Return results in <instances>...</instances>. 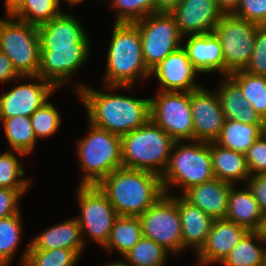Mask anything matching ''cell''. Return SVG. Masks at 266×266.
Masks as SVG:
<instances>
[{
	"label": "cell",
	"instance_id": "ffe728a7",
	"mask_svg": "<svg viewBox=\"0 0 266 266\" xmlns=\"http://www.w3.org/2000/svg\"><path fill=\"white\" fill-rule=\"evenodd\" d=\"M188 39H187V38ZM183 49L186 51L190 62L200 72V74H211L220 72L224 76V57L221 42L213 33L189 35Z\"/></svg>",
	"mask_w": 266,
	"mask_h": 266
},
{
	"label": "cell",
	"instance_id": "f546056e",
	"mask_svg": "<svg viewBox=\"0 0 266 266\" xmlns=\"http://www.w3.org/2000/svg\"><path fill=\"white\" fill-rule=\"evenodd\" d=\"M1 123L9 145L8 150L19 151L28 156L36 149L38 141L30 117L14 116L4 119Z\"/></svg>",
	"mask_w": 266,
	"mask_h": 266
},
{
	"label": "cell",
	"instance_id": "60d3db41",
	"mask_svg": "<svg viewBox=\"0 0 266 266\" xmlns=\"http://www.w3.org/2000/svg\"><path fill=\"white\" fill-rule=\"evenodd\" d=\"M245 156L250 175L266 174V132L255 141Z\"/></svg>",
	"mask_w": 266,
	"mask_h": 266
},
{
	"label": "cell",
	"instance_id": "4fadbf2b",
	"mask_svg": "<svg viewBox=\"0 0 266 266\" xmlns=\"http://www.w3.org/2000/svg\"><path fill=\"white\" fill-rule=\"evenodd\" d=\"M90 48V43H74V47L40 48L37 76L61 89L88 61Z\"/></svg>",
	"mask_w": 266,
	"mask_h": 266
},
{
	"label": "cell",
	"instance_id": "603a6c76",
	"mask_svg": "<svg viewBox=\"0 0 266 266\" xmlns=\"http://www.w3.org/2000/svg\"><path fill=\"white\" fill-rule=\"evenodd\" d=\"M29 249H70L80 256L86 247L81 228L76 218H69L64 222L46 228L29 243Z\"/></svg>",
	"mask_w": 266,
	"mask_h": 266
},
{
	"label": "cell",
	"instance_id": "681fc988",
	"mask_svg": "<svg viewBox=\"0 0 266 266\" xmlns=\"http://www.w3.org/2000/svg\"><path fill=\"white\" fill-rule=\"evenodd\" d=\"M60 2L62 0H59ZM85 0H65L64 2L70 3V8L74 7L75 5H78L82 2H84Z\"/></svg>",
	"mask_w": 266,
	"mask_h": 266
},
{
	"label": "cell",
	"instance_id": "74e56055",
	"mask_svg": "<svg viewBox=\"0 0 266 266\" xmlns=\"http://www.w3.org/2000/svg\"><path fill=\"white\" fill-rule=\"evenodd\" d=\"M30 118L37 141L54 135L62 124L59 110L50 101L37 109Z\"/></svg>",
	"mask_w": 266,
	"mask_h": 266
},
{
	"label": "cell",
	"instance_id": "f35d334b",
	"mask_svg": "<svg viewBox=\"0 0 266 266\" xmlns=\"http://www.w3.org/2000/svg\"><path fill=\"white\" fill-rule=\"evenodd\" d=\"M243 71L254 75L266 76V26L257 28L254 50L250 62Z\"/></svg>",
	"mask_w": 266,
	"mask_h": 266
},
{
	"label": "cell",
	"instance_id": "1f68e13d",
	"mask_svg": "<svg viewBox=\"0 0 266 266\" xmlns=\"http://www.w3.org/2000/svg\"><path fill=\"white\" fill-rule=\"evenodd\" d=\"M29 245L20 254V266H75L80 258L70 249H29Z\"/></svg>",
	"mask_w": 266,
	"mask_h": 266
},
{
	"label": "cell",
	"instance_id": "277c9868",
	"mask_svg": "<svg viewBox=\"0 0 266 266\" xmlns=\"http://www.w3.org/2000/svg\"><path fill=\"white\" fill-rule=\"evenodd\" d=\"M88 134L76 143L83 176L79 185H98L113 171L123 167L122 139L88 122Z\"/></svg>",
	"mask_w": 266,
	"mask_h": 266
},
{
	"label": "cell",
	"instance_id": "8fae6325",
	"mask_svg": "<svg viewBox=\"0 0 266 266\" xmlns=\"http://www.w3.org/2000/svg\"><path fill=\"white\" fill-rule=\"evenodd\" d=\"M157 93L150 98V119L175 142L194 140L190 92Z\"/></svg>",
	"mask_w": 266,
	"mask_h": 266
},
{
	"label": "cell",
	"instance_id": "f6af8a7d",
	"mask_svg": "<svg viewBox=\"0 0 266 266\" xmlns=\"http://www.w3.org/2000/svg\"><path fill=\"white\" fill-rule=\"evenodd\" d=\"M182 0H155V13H171Z\"/></svg>",
	"mask_w": 266,
	"mask_h": 266
},
{
	"label": "cell",
	"instance_id": "7a4b0ae2",
	"mask_svg": "<svg viewBox=\"0 0 266 266\" xmlns=\"http://www.w3.org/2000/svg\"><path fill=\"white\" fill-rule=\"evenodd\" d=\"M99 188L119 216H141L164 194L161 176L146 170L119 168Z\"/></svg>",
	"mask_w": 266,
	"mask_h": 266
},
{
	"label": "cell",
	"instance_id": "ac0fdd59",
	"mask_svg": "<svg viewBox=\"0 0 266 266\" xmlns=\"http://www.w3.org/2000/svg\"><path fill=\"white\" fill-rule=\"evenodd\" d=\"M248 230L227 219H215L205 244L196 253L198 265L220 264Z\"/></svg>",
	"mask_w": 266,
	"mask_h": 266
},
{
	"label": "cell",
	"instance_id": "4316f807",
	"mask_svg": "<svg viewBox=\"0 0 266 266\" xmlns=\"http://www.w3.org/2000/svg\"><path fill=\"white\" fill-rule=\"evenodd\" d=\"M266 132V124H246L226 119L214 142L221 147L246 154L255 141Z\"/></svg>",
	"mask_w": 266,
	"mask_h": 266
},
{
	"label": "cell",
	"instance_id": "c3c4849f",
	"mask_svg": "<svg viewBox=\"0 0 266 266\" xmlns=\"http://www.w3.org/2000/svg\"><path fill=\"white\" fill-rule=\"evenodd\" d=\"M103 266H131L125 259L124 260H116L112 262H108L107 264Z\"/></svg>",
	"mask_w": 266,
	"mask_h": 266
},
{
	"label": "cell",
	"instance_id": "f1b7e54d",
	"mask_svg": "<svg viewBox=\"0 0 266 266\" xmlns=\"http://www.w3.org/2000/svg\"><path fill=\"white\" fill-rule=\"evenodd\" d=\"M141 237L142 225L138 216H118L104 250L109 253L114 250L123 257Z\"/></svg>",
	"mask_w": 266,
	"mask_h": 266
},
{
	"label": "cell",
	"instance_id": "2e32d148",
	"mask_svg": "<svg viewBox=\"0 0 266 266\" xmlns=\"http://www.w3.org/2000/svg\"><path fill=\"white\" fill-rule=\"evenodd\" d=\"M170 14L182 37L213 33L224 15L215 0H182Z\"/></svg>",
	"mask_w": 266,
	"mask_h": 266
},
{
	"label": "cell",
	"instance_id": "8d00e7d4",
	"mask_svg": "<svg viewBox=\"0 0 266 266\" xmlns=\"http://www.w3.org/2000/svg\"><path fill=\"white\" fill-rule=\"evenodd\" d=\"M109 3L116 12L115 23H135L155 13V0H111Z\"/></svg>",
	"mask_w": 266,
	"mask_h": 266
},
{
	"label": "cell",
	"instance_id": "d590c367",
	"mask_svg": "<svg viewBox=\"0 0 266 266\" xmlns=\"http://www.w3.org/2000/svg\"><path fill=\"white\" fill-rule=\"evenodd\" d=\"M169 252L155 241L141 239L124 256L131 266H165Z\"/></svg>",
	"mask_w": 266,
	"mask_h": 266
},
{
	"label": "cell",
	"instance_id": "f907efd6",
	"mask_svg": "<svg viewBox=\"0 0 266 266\" xmlns=\"http://www.w3.org/2000/svg\"><path fill=\"white\" fill-rule=\"evenodd\" d=\"M261 233L266 237V214L264 215V223L261 229Z\"/></svg>",
	"mask_w": 266,
	"mask_h": 266
},
{
	"label": "cell",
	"instance_id": "ab89813d",
	"mask_svg": "<svg viewBox=\"0 0 266 266\" xmlns=\"http://www.w3.org/2000/svg\"><path fill=\"white\" fill-rule=\"evenodd\" d=\"M232 14L256 25L266 26V0H241Z\"/></svg>",
	"mask_w": 266,
	"mask_h": 266
},
{
	"label": "cell",
	"instance_id": "9a60e30c",
	"mask_svg": "<svg viewBox=\"0 0 266 266\" xmlns=\"http://www.w3.org/2000/svg\"><path fill=\"white\" fill-rule=\"evenodd\" d=\"M201 86L190 92L194 140L215 142L225 122V115L216 90Z\"/></svg>",
	"mask_w": 266,
	"mask_h": 266
},
{
	"label": "cell",
	"instance_id": "83f0119b",
	"mask_svg": "<svg viewBox=\"0 0 266 266\" xmlns=\"http://www.w3.org/2000/svg\"><path fill=\"white\" fill-rule=\"evenodd\" d=\"M266 237L261 231H248L220 263L221 266H265Z\"/></svg>",
	"mask_w": 266,
	"mask_h": 266
},
{
	"label": "cell",
	"instance_id": "d4e9b609",
	"mask_svg": "<svg viewBox=\"0 0 266 266\" xmlns=\"http://www.w3.org/2000/svg\"><path fill=\"white\" fill-rule=\"evenodd\" d=\"M243 187L238 188L237 185L231 187L225 219L246 228L248 231H261L264 214L252 191L246 184Z\"/></svg>",
	"mask_w": 266,
	"mask_h": 266
},
{
	"label": "cell",
	"instance_id": "7402d4cb",
	"mask_svg": "<svg viewBox=\"0 0 266 266\" xmlns=\"http://www.w3.org/2000/svg\"><path fill=\"white\" fill-rule=\"evenodd\" d=\"M178 194L177 206L181 219L183 250L192 248L197 253L205 244L214 219Z\"/></svg>",
	"mask_w": 266,
	"mask_h": 266
},
{
	"label": "cell",
	"instance_id": "ba28073f",
	"mask_svg": "<svg viewBox=\"0 0 266 266\" xmlns=\"http://www.w3.org/2000/svg\"><path fill=\"white\" fill-rule=\"evenodd\" d=\"M76 190L81 214L75 218L80 225L83 241L87 245V234L91 242L93 240L104 248L119 215L98 185H78Z\"/></svg>",
	"mask_w": 266,
	"mask_h": 266
},
{
	"label": "cell",
	"instance_id": "b9f144b4",
	"mask_svg": "<svg viewBox=\"0 0 266 266\" xmlns=\"http://www.w3.org/2000/svg\"><path fill=\"white\" fill-rule=\"evenodd\" d=\"M26 192L28 190L0 188V218L21 212L20 199Z\"/></svg>",
	"mask_w": 266,
	"mask_h": 266
},
{
	"label": "cell",
	"instance_id": "8992f818",
	"mask_svg": "<svg viewBox=\"0 0 266 266\" xmlns=\"http://www.w3.org/2000/svg\"><path fill=\"white\" fill-rule=\"evenodd\" d=\"M121 139L124 168L146 170L162 176L175 142L162 128L150 119Z\"/></svg>",
	"mask_w": 266,
	"mask_h": 266
},
{
	"label": "cell",
	"instance_id": "7c38bea8",
	"mask_svg": "<svg viewBox=\"0 0 266 266\" xmlns=\"http://www.w3.org/2000/svg\"><path fill=\"white\" fill-rule=\"evenodd\" d=\"M135 24L140 32L145 65L150 71L182 47L183 37L170 13L150 14Z\"/></svg>",
	"mask_w": 266,
	"mask_h": 266
},
{
	"label": "cell",
	"instance_id": "7dc6e473",
	"mask_svg": "<svg viewBox=\"0 0 266 266\" xmlns=\"http://www.w3.org/2000/svg\"><path fill=\"white\" fill-rule=\"evenodd\" d=\"M24 0H5V12L12 15L22 4Z\"/></svg>",
	"mask_w": 266,
	"mask_h": 266
},
{
	"label": "cell",
	"instance_id": "3957f363",
	"mask_svg": "<svg viewBox=\"0 0 266 266\" xmlns=\"http://www.w3.org/2000/svg\"><path fill=\"white\" fill-rule=\"evenodd\" d=\"M109 44L104 86H134L136 81L150 78L151 71L145 65L135 23H114Z\"/></svg>",
	"mask_w": 266,
	"mask_h": 266
},
{
	"label": "cell",
	"instance_id": "836d02e7",
	"mask_svg": "<svg viewBox=\"0 0 266 266\" xmlns=\"http://www.w3.org/2000/svg\"><path fill=\"white\" fill-rule=\"evenodd\" d=\"M18 156L26 157L22 152L8 149L0 154V188L29 190L31 181L24 178L25 170Z\"/></svg>",
	"mask_w": 266,
	"mask_h": 266
},
{
	"label": "cell",
	"instance_id": "484cf974",
	"mask_svg": "<svg viewBox=\"0 0 266 266\" xmlns=\"http://www.w3.org/2000/svg\"><path fill=\"white\" fill-rule=\"evenodd\" d=\"M210 152L214 178L232 185H239L237 182L247 183L251 175L245 154L221 147L214 142H210Z\"/></svg>",
	"mask_w": 266,
	"mask_h": 266
},
{
	"label": "cell",
	"instance_id": "44dd1931",
	"mask_svg": "<svg viewBox=\"0 0 266 266\" xmlns=\"http://www.w3.org/2000/svg\"><path fill=\"white\" fill-rule=\"evenodd\" d=\"M232 186V184L214 178L191 186L180 195L190 204L198 206L214 220L225 219Z\"/></svg>",
	"mask_w": 266,
	"mask_h": 266
},
{
	"label": "cell",
	"instance_id": "7bdbcfd3",
	"mask_svg": "<svg viewBox=\"0 0 266 266\" xmlns=\"http://www.w3.org/2000/svg\"><path fill=\"white\" fill-rule=\"evenodd\" d=\"M246 185L252 191L262 213L266 214V174L251 175Z\"/></svg>",
	"mask_w": 266,
	"mask_h": 266
},
{
	"label": "cell",
	"instance_id": "d6a6232c",
	"mask_svg": "<svg viewBox=\"0 0 266 266\" xmlns=\"http://www.w3.org/2000/svg\"><path fill=\"white\" fill-rule=\"evenodd\" d=\"M21 212L0 218V265L10 266L22 242Z\"/></svg>",
	"mask_w": 266,
	"mask_h": 266
},
{
	"label": "cell",
	"instance_id": "4dcf8cb0",
	"mask_svg": "<svg viewBox=\"0 0 266 266\" xmlns=\"http://www.w3.org/2000/svg\"><path fill=\"white\" fill-rule=\"evenodd\" d=\"M229 76L239 85L242 95L250 102L251 107L266 122V76L235 71Z\"/></svg>",
	"mask_w": 266,
	"mask_h": 266
},
{
	"label": "cell",
	"instance_id": "6da1fadb",
	"mask_svg": "<svg viewBox=\"0 0 266 266\" xmlns=\"http://www.w3.org/2000/svg\"><path fill=\"white\" fill-rule=\"evenodd\" d=\"M73 86L87 110L88 122L95 127L122 137L150 120V97L136 98L116 93L120 89L132 90L133 86L103 85L106 92L82 82Z\"/></svg>",
	"mask_w": 266,
	"mask_h": 266
},
{
	"label": "cell",
	"instance_id": "9c48e42d",
	"mask_svg": "<svg viewBox=\"0 0 266 266\" xmlns=\"http://www.w3.org/2000/svg\"><path fill=\"white\" fill-rule=\"evenodd\" d=\"M142 236L155 241L170 255L183 252L181 219L177 195L163 194L151 207L139 216Z\"/></svg>",
	"mask_w": 266,
	"mask_h": 266
},
{
	"label": "cell",
	"instance_id": "e0dca14e",
	"mask_svg": "<svg viewBox=\"0 0 266 266\" xmlns=\"http://www.w3.org/2000/svg\"><path fill=\"white\" fill-rule=\"evenodd\" d=\"M199 73L181 47L156 65L150 77L157 78L160 85L158 91L191 92L203 86L195 81Z\"/></svg>",
	"mask_w": 266,
	"mask_h": 266
},
{
	"label": "cell",
	"instance_id": "5bb4252c",
	"mask_svg": "<svg viewBox=\"0 0 266 266\" xmlns=\"http://www.w3.org/2000/svg\"><path fill=\"white\" fill-rule=\"evenodd\" d=\"M25 78L33 82L16 84L0 95V123L14 116L30 117L57 91L52 83L39 76H25Z\"/></svg>",
	"mask_w": 266,
	"mask_h": 266
},
{
	"label": "cell",
	"instance_id": "bcb514c9",
	"mask_svg": "<svg viewBox=\"0 0 266 266\" xmlns=\"http://www.w3.org/2000/svg\"><path fill=\"white\" fill-rule=\"evenodd\" d=\"M224 14H232L239 6L241 0H215Z\"/></svg>",
	"mask_w": 266,
	"mask_h": 266
},
{
	"label": "cell",
	"instance_id": "30bf717a",
	"mask_svg": "<svg viewBox=\"0 0 266 266\" xmlns=\"http://www.w3.org/2000/svg\"><path fill=\"white\" fill-rule=\"evenodd\" d=\"M259 25L224 14L214 29L222 46L224 76L244 70L250 62Z\"/></svg>",
	"mask_w": 266,
	"mask_h": 266
},
{
	"label": "cell",
	"instance_id": "5b68a950",
	"mask_svg": "<svg viewBox=\"0 0 266 266\" xmlns=\"http://www.w3.org/2000/svg\"><path fill=\"white\" fill-rule=\"evenodd\" d=\"M212 179L210 143L195 140L174 142L167 168L161 176L165 194L170 195L173 187H178L182 194L191 186Z\"/></svg>",
	"mask_w": 266,
	"mask_h": 266
},
{
	"label": "cell",
	"instance_id": "ee69618b",
	"mask_svg": "<svg viewBox=\"0 0 266 266\" xmlns=\"http://www.w3.org/2000/svg\"><path fill=\"white\" fill-rule=\"evenodd\" d=\"M23 78L25 79V76H20L17 73L10 58L0 51V84Z\"/></svg>",
	"mask_w": 266,
	"mask_h": 266
},
{
	"label": "cell",
	"instance_id": "52a82bcc",
	"mask_svg": "<svg viewBox=\"0 0 266 266\" xmlns=\"http://www.w3.org/2000/svg\"><path fill=\"white\" fill-rule=\"evenodd\" d=\"M0 51L20 76H37L40 65L38 27L11 15L0 18Z\"/></svg>",
	"mask_w": 266,
	"mask_h": 266
},
{
	"label": "cell",
	"instance_id": "d6986e66",
	"mask_svg": "<svg viewBox=\"0 0 266 266\" xmlns=\"http://www.w3.org/2000/svg\"><path fill=\"white\" fill-rule=\"evenodd\" d=\"M37 27L40 48L74 47V43H90L80 21L65 10Z\"/></svg>",
	"mask_w": 266,
	"mask_h": 266
},
{
	"label": "cell",
	"instance_id": "cb8c5ba5",
	"mask_svg": "<svg viewBox=\"0 0 266 266\" xmlns=\"http://www.w3.org/2000/svg\"><path fill=\"white\" fill-rule=\"evenodd\" d=\"M216 93L218 95L225 119L246 124H266L261 116L251 107L242 95L239 85L229 76H222Z\"/></svg>",
	"mask_w": 266,
	"mask_h": 266
},
{
	"label": "cell",
	"instance_id": "e575fe53",
	"mask_svg": "<svg viewBox=\"0 0 266 266\" xmlns=\"http://www.w3.org/2000/svg\"><path fill=\"white\" fill-rule=\"evenodd\" d=\"M60 4L59 0H24L11 16L25 23L39 26L51 21L63 11Z\"/></svg>",
	"mask_w": 266,
	"mask_h": 266
}]
</instances>
